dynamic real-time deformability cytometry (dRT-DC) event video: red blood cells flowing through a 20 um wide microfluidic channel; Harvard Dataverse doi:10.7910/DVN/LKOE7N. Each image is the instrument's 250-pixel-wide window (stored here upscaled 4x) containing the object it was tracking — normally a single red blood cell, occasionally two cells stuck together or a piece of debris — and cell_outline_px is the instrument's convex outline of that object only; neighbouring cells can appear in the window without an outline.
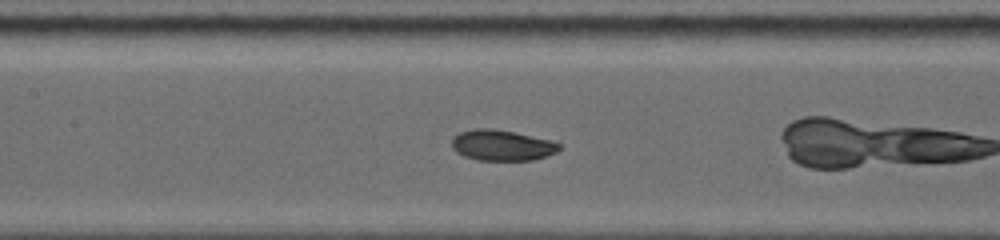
{"species": "common noctule bat (a hibernating species)", "species_latin": "Nyctalus noctula", "temperature_condition": "warm", "stored_images_in_passage": 29, "camera_frame_rate_fps": 5000, "um_per_image_px": 0.085, "animal": {"sex": "female", "body_mass_g": 19.0, "forearm_length_mm": 53.3}, "frame": {"image": 1, "passage_image": 9, "time_ms": 3.2, "image_size_px": [1000, 240], "cell_outline_px": [[564, 148], [556, 152], [532, 160], [476, 160], [464, 156], [456, 152], [452, 148], [452, 136], [460, 132], [472, 128], [488, 128], [512, 132], [552, 140], [564, 144]], "centroid_in_image_um": [42.67, 12.35], "position_along_channel_um": 164.7, "area_um2": 19.42}, "authors_computed_cell_mechanics": {"area_um2": 19.4786, "velocity_mm_per_s": 3.9389, "shape_relaxation_time_tau1_ms": 10.0633, "shape_relaxation_time_tau2_ms": 1.4811, "deformation_change_tau1": 0.1993, "deformation_change_tau2": 0.038}}